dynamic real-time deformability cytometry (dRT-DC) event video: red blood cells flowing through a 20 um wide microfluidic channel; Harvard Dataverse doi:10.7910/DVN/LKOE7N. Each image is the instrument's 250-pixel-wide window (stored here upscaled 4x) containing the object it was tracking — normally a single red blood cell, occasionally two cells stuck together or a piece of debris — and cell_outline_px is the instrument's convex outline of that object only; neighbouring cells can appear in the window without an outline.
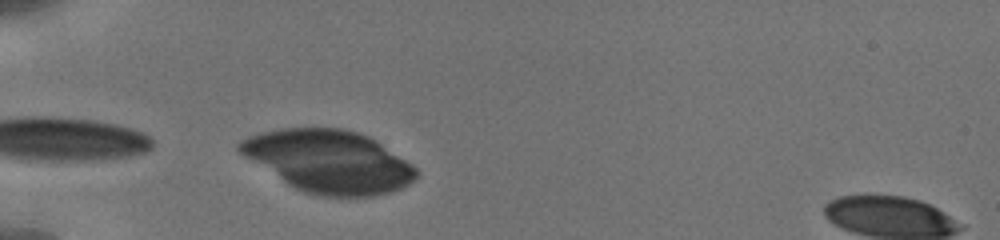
{"species": "human", "species_latin": "Homo sapiens", "temperature_condition": "cold", "stored_images_in_passage": 10, "camera_frame_rate_fps": 3000, "um_per_image_px": 0.085, "donor": {"sex": "male"}, "frame": {"image": 1, "passage_image": 1, "time_ms": 0.0, "image_size_px": [1000, 240], "cell_outline_px": [[420, 172], [408, 184], [400, 188], [376, 196], [320, 196], [304, 192], [288, 184], [244, 156], [236, 148], [236, 144], [240, 140], [248, 136], [260, 132], [280, 128], [344, 128], [368, 136], [376, 140], [412, 164]], "centroid_in_image_um": [27.93, 13.7], "position_along_channel_um": 57.1, "area_um2": 63.98}}
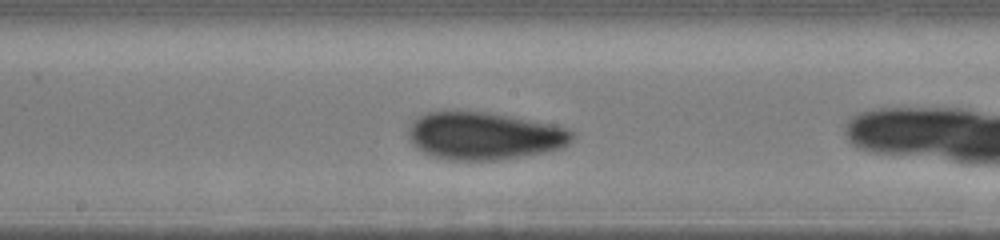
{"frame": {"image": 2, "passage_image": 9, "time_ms": 3.333, "image_size_px": [1000, 240], "cell_outline_px": [[576, 136], [564, 148], [520, 156], [496, 160], [444, 160], [428, 156], [416, 148], [412, 144], [408, 136], [408, 128], [424, 112], [444, 108], [488, 112], [512, 116], [552, 124], [568, 128], [576, 132]], "centroid_in_image_um": [41.11, 11.52], "position_along_channel_um": 207.1, "area_um2": 46.59}}